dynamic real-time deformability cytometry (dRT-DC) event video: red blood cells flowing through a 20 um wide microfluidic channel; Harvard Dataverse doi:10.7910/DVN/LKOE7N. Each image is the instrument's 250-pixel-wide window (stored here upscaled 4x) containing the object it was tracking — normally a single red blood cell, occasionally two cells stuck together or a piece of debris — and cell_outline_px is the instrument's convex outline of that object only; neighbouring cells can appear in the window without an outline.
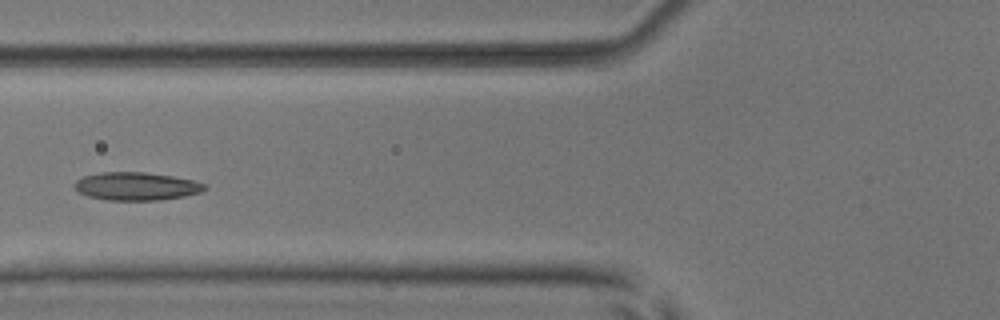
{"species": "common noctule bat (a hibernating species)", "species_latin": "Nyctalus noctula", "temperature_condition": "room temperature", "stored_images_in_passage": 5, "camera_frame_rate_fps": 3000, "um_per_image_px": 0.085, "animal": {"sex": "male", "body_mass_g": 17.9, "forearm_length_mm": 54.2}, "frame": {"image": 1, "passage_image": 5, "time_ms": 1.333, "image_size_px": [1000, 320], "cell_outline_px": [[208, 188], [200, 192], [184, 196], [160, 200], [108, 200], [88, 196], [80, 192], [72, 184], [76, 180], [84, 176], [100, 172], [144, 172], [172, 176], [192, 180], [204, 184]], "centroid_in_image_um": [11.57, 15.83], "position_along_channel_um": 114.2, "area_um2": 21.15}}